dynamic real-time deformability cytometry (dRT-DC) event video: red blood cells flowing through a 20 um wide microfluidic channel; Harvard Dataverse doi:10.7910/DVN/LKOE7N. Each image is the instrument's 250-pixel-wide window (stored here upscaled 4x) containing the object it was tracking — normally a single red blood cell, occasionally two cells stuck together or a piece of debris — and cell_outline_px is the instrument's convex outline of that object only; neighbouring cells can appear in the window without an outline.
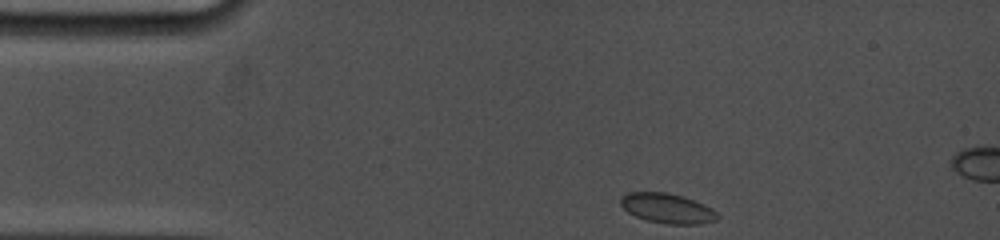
{"species": "common noctule bat (a hibernating species)", "species_latin": "Nyctalus noctula", "temperature_condition": "cold", "stored_images_in_passage": 12, "camera_frame_rate_fps": 5000, "um_per_image_px": 0.085, "animal": {"sex": "female", "body_mass_g": 19.0, "forearm_length_mm": 53.3}, "frame": {"image": 1, "passage_image": 1, "time_ms": 0.0, "image_size_px": [1000, 240], "cell_outline_px": [[720, 216], [716, 220], [700, 224], [668, 224], [648, 220], [636, 216], [628, 212], [620, 204], [620, 196], [628, 192], [664, 192], [684, 196], [704, 204], [712, 208]], "centroid_in_image_um": [56.73, 17.7], "position_along_channel_um": 28.3, "area_um2": 16.88}}